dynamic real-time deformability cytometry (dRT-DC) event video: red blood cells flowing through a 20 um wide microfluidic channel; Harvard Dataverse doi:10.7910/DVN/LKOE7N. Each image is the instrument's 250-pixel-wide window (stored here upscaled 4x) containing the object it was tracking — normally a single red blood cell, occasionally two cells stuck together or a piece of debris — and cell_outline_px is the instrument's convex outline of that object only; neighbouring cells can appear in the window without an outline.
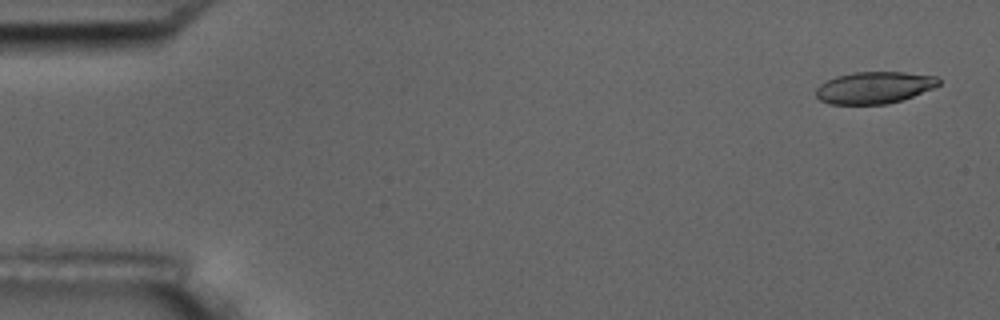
{"species": "common noctule bat (a hibernating species)", "species_latin": "Nyctalus noctula", "temperature_condition": "room temperature", "stored_images_in_passage": 4, "camera_frame_rate_fps": 3000, "um_per_image_px": 0.085, "animal": {"sex": "male", "body_mass_g": 17.5, "forearm_length_mm": 52.3}, "frame": {"image": 1, "passage_image": 1, "time_ms": 0.0, "image_size_px": [1000, 320], "cell_outline_px": [[940, 84], [932, 88], [912, 96], [888, 104], [828, 104], [820, 100], [816, 96], [816, 88], [820, 84], [836, 76], [852, 72], [904, 72], [936, 76], [940, 80]], "centroid_in_image_um": [74.29, 7.44], "position_along_channel_um": 10.7, "area_um2": 22.72}}
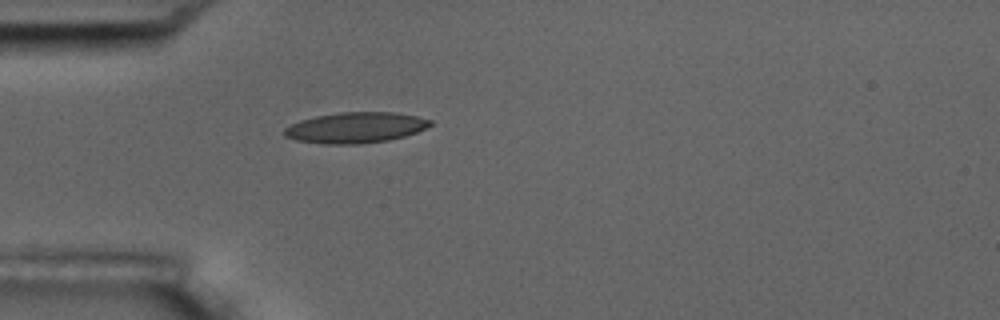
{"frame": {"image": 2, "passage_image": 4, "time_ms": 4.667, "image_size_px": [1000, 320], "cell_outline_px": [[432, 124], [416, 132], [404, 136], [388, 140], [360, 144], [324, 144], [296, 140], [284, 136], [284, 128], [300, 120], [316, 116], [340, 112], [396, 112], [416, 116], [432, 120]], "centroid_in_image_um": [30.21, 10.85], "position_along_channel_um": 54.8, "area_um2": 26.07}}